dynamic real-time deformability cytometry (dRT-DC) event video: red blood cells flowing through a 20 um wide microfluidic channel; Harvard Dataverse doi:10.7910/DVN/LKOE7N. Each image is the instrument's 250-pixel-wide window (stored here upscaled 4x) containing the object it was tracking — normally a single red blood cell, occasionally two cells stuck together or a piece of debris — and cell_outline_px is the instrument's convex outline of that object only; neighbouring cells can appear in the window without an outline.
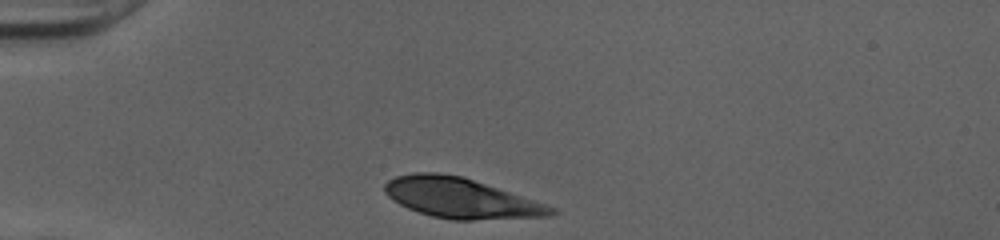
{"species": "human", "species_latin": "Homo sapiens", "temperature_condition": "cold", "stored_images_in_passage": 30, "camera_frame_rate_fps": 3000, "um_per_image_px": 0.085, "donor": {"sex": "female"}, "frame": {"image": 1, "passage_image": 1, "time_ms": 0.0, "image_size_px": [1000, 240], "cell_outline_px": [[560, 212], [552, 216], [472, 220], [452, 220], [432, 216], [408, 208], [400, 204], [388, 196], [384, 192], [384, 184], [388, 180], [396, 176], [412, 172], [440, 172], [460, 176], [556, 208]], "centroid_in_image_um": [39.13, 16.84], "position_along_channel_um": 45.9, "area_um2": 38.44}}
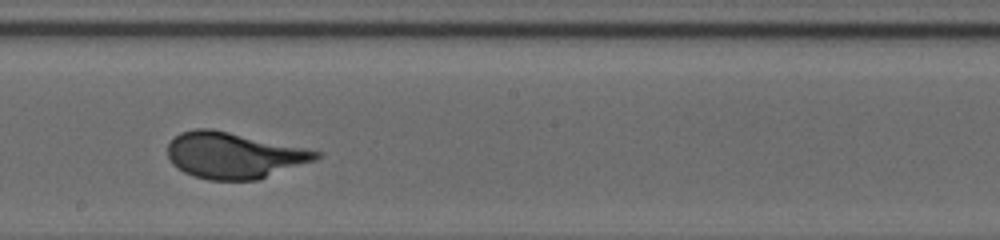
{"frame": {"image": 2, "passage_image": 17, "time_ms": 5.333, "image_size_px": [1000, 240], "cell_outline_px": [[320, 156], [316, 160], [260, 180], [208, 180], [192, 176], [176, 168], [172, 164], [168, 156], [168, 144], [180, 132], [196, 128], [212, 128], [320, 152]], "centroid_in_image_um": [19.84, 13.22], "position_along_channel_um": 228.4, "area_um2": 39.82}}
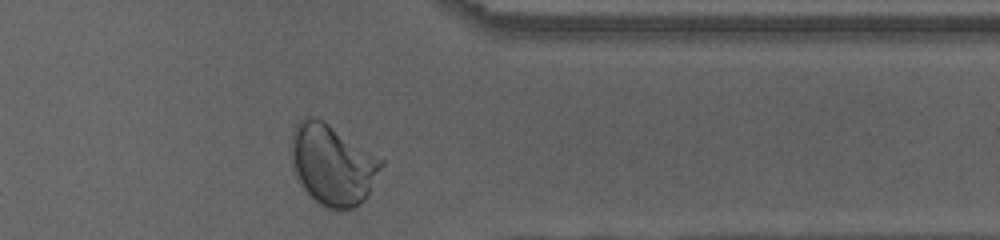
{"frame": {"image": 3, "passage_image": 29, "time_ms": 9.333, "image_size_px": [1000, 240], "cell_outline_px": [[384, 164], [368, 196], [356, 208], [336, 212], [320, 204], [296, 180], [292, 168], [292, 132], [296, 124], [304, 116], [312, 116], [324, 120], [384, 160]], "centroid_in_image_um": [28.27, 14.01], "position_along_channel_um": 383.1, "area_um2": 42.77}, "authors_computed_cell_mechanics": {"area_um2": 39.9109, "velocity_mm_per_s": 3.9925, "shape_relaxation_time_tau1_ms": 3.7671, "shape_relaxation_time_tau2_ms": null, "deformation_change_tau1": 0.2054, "deformation_change_tau2": null}}